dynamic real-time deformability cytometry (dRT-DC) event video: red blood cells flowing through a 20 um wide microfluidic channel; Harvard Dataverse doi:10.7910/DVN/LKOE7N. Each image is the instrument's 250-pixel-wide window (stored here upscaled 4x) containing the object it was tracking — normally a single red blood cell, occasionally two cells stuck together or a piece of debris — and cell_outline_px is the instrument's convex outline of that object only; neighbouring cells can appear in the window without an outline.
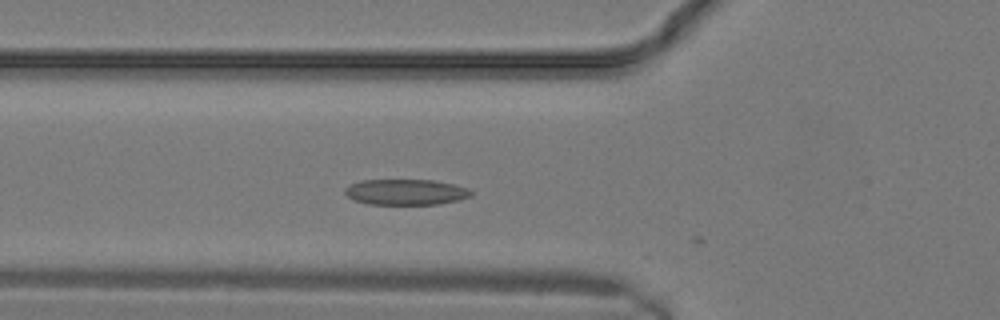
{"species": "common noctule bat (a hibernating species)", "species_latin": "Nyctalus noctula", "temperature_condition": "warm", "stored_images_in_passage": 8, "camera_frame_rate_fps": 3000, "um_per_image_px": 0.085, "animal": {"sex": "male", "body_mass_g": 19.2, "forearm_length_mm": 51.8}, "frame": {"image": 1, "passage_image": 7, "time_ms": 2.0, "image_size_px": [1000, 320], "cell_outline_px": [[472, 196], [460, 200], [440, 204], [368, 204], [356, 200], [348, 196], [344, 192], [344, 188], [360, 180], [432, 180], [452, 184], [468, 188], [472, 192]], "centroid_in_image_um": [34.52, 16.32], "position_along_channel_um": 91.3, "area_um2": 18.84}}